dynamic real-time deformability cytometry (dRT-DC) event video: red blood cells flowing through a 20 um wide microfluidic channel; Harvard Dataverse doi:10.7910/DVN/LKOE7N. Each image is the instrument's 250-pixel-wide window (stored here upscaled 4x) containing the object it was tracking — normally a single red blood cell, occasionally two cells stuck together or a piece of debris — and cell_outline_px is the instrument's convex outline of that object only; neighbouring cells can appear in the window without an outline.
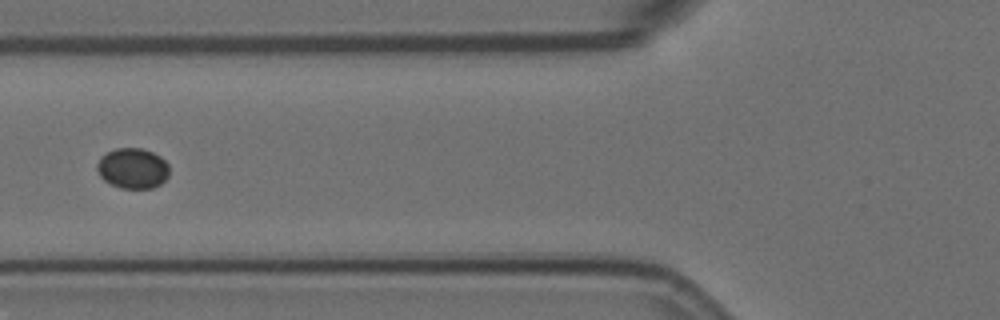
{"species": "Egyptian fruit bat (a non-hibernating species)", "species_latin": "Rousettus aegyptiacus", "temperature_condition": "room temperature", "stored_images_in_passage": 8, "camera_frame_rate_fps": 3000, "um_per_image_px": 0.085, "animal": {"sex": "female"}, "frame": {"image": 1, "passage_image": 3, "time_ms": 0.667, "image_size_px": [1000, 320], "cell_outline_px": [[168, 176], [160, 184], [152, 188], [120, 188], [104, 180], [100, 176], [96, 168], [96, 164], [100, 156], [116, 148], [140, 148], [152, 152], [160, 156], [168, 164]], "centroid_in_image_um": [11.26, 14.3], "position_along_channel_um": 114.5, "area_um2": 16.99}}
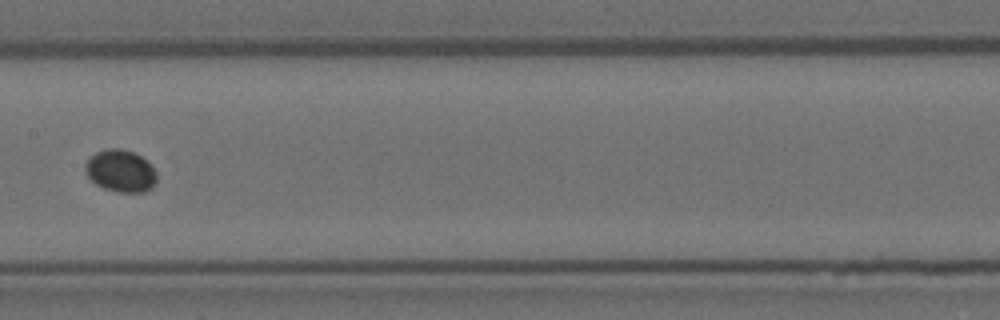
{"frame": {"image": 2, "passage_image": 5, "time_ms": 1.333, "image_size_px": [1000, 320], "cell_outline_px": [[156, 180], [152, 188], [144, 192], [116, 192], [104, 188], [96, 184], [84, 172], [84, 164], [96, 152], [108, 148], [120, 148], [132, 152], [148, 160], [156, 172]], "centroid_in_image_um": [10.25, 14.53], "position_along_channel_um": 197.1, "area_um2": 17.63}}
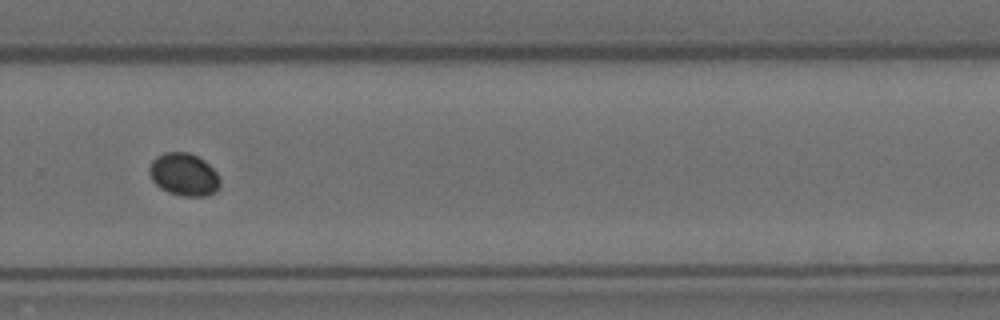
{"frame": {"image": 3, "passage_image": 8, "time_ms": 2.333, "image_size_px": [1000, 320], "cell_outline_px": [[220, 188], [216, 192], [208, 196], [180, 196], [168, 192], [160, 188], [152, 180], [148, 172], [148, 168], [152, 160], [156, 156], [164, 152], [188, 152], [204, 160], [216, 172], [220, 180]], "centroid_in_image_um": [15.62, 14.84], "position_along_channel_um": 314.2, "area_um2": 17.8}}